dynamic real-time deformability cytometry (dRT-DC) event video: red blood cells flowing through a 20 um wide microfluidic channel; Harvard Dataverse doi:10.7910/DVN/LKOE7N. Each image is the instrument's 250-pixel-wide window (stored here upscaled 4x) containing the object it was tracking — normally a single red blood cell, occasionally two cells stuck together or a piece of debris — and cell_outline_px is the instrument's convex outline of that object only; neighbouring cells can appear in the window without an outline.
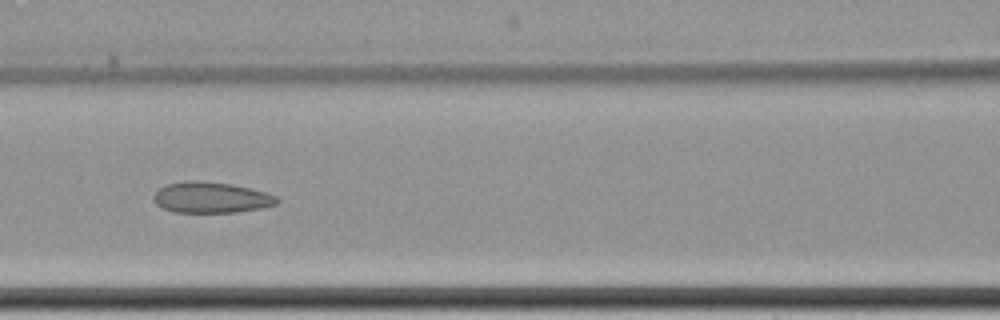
{"species": "common noctule bat (a hibernating species)", "species_latin": "Nyctalus noctula", "temperature_condition": "cold", "stored_images_in_passage": 10, "camera_frame_rate_fps": 3000, "um_per_image_px": 0.085, "animal": {"sex": "female", "body_mass_g": 22.7, "forearm_length_mm": 54.2}, "frame": {"image": 1, "passage_image": 9, "time_ms": 9.333, "image_size_px": [1000, 320], "cell_outline_px": [[280, 200], [276, 204], [260, 208], [236, 212], [172, 212], [160, 208], [152, 200], [152, 196], [164, 184], [188, 180], [196, 180], [232, 184], [264, 192], [276, 196]], "centroid_in_image_um": [17.87, 16.78], "position_along_channel_um": 148.7, "area_um2": 22.31}}
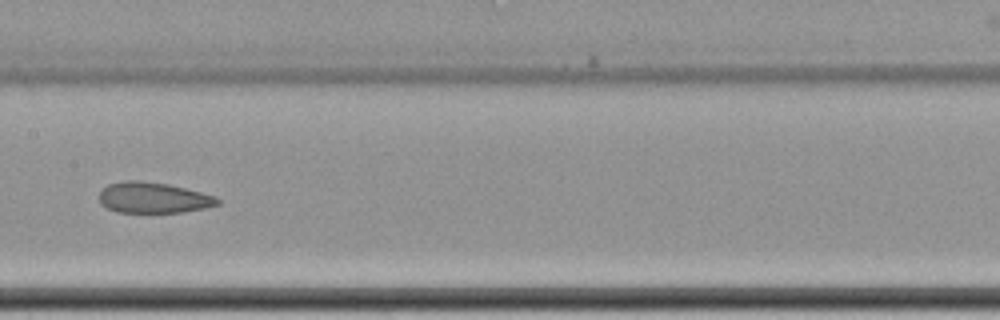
{"frame": {"image": 2, "passage_image": 10, "time_ms": 10.667, "image_size_px": [1000, 320], "cell_outline_px": [[220, 204], [204, 208], [184, 212], [116, 212], [100, 204], [100, 192], [108, 184], [124, 180], [140, 180], [168, 184], [216, 196], [220, 200]], "centroid_in_image_um": [13.03, 16.8], "position_along_channel_um": 194.4, "area_um2": 21.21}}